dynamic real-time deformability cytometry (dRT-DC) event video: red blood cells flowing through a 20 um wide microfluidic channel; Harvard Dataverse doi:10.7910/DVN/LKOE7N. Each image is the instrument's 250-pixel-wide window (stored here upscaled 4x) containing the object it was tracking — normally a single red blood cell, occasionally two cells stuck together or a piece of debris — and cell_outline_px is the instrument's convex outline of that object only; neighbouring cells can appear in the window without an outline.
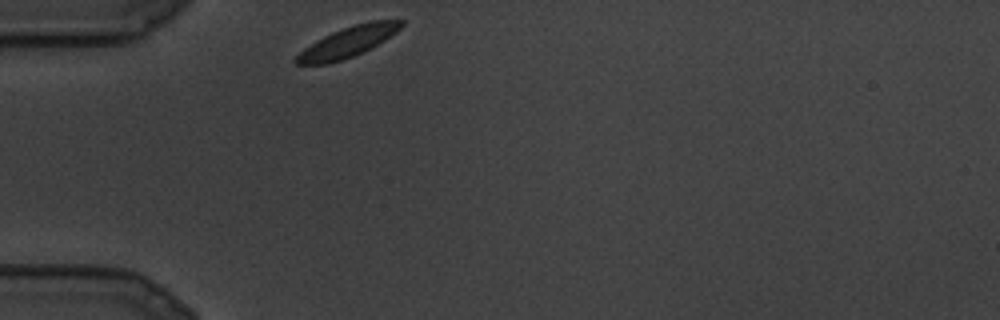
{"species": "common noctule bat (a hibernating species)", "species_latin": "Nyctalus noctula", "temperature_condition": "cold", "stored_images_in_passage": 18, "segment_of_instrument_passage": [1, 2], "camera_frame_rate_fps": 3000, "um_per_image_px": 0.085, "animal": {"sex": "male", "body_mass_g": 19.5, "forearm_length_mm": 54.6}, "frame": {"image": 1, "passage_image": 1, "time_ms": 0.0, "image_size_px": [1000, 320], "cell_outline_px": [[404, 24], [396, 32], [384, 40], [352, 56], [328, 64], [296, 64], [292, 60], [304, 48], [316, 40], [332, 32], [356, 24], [372, 20], [404, 20]], "centroid_in_image_um": [29.53, 3.56], "position_along_channel_um": 55.5, "area_um2": 18.15}}
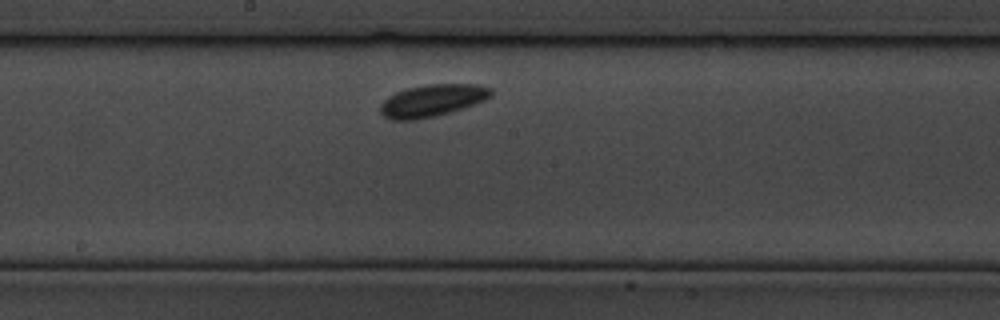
{"frame": {"image": 2, "passage_image": 9, "time_ms": 2.667, "image_size_px": [1000, 320], "cell_outline_px": [[492, 96], [484, 100], [436, 116], [416, 120], [392, 120], [384, 116], [380, 112], [380, 104], [388, 96], [396, 92], [408, 88], [428, 84], [476, 84], [492, 88]], "centroid_in_image_um": [36.71, 8.54], "position_along_channel_um": 211.5, "area_um2": 20.58}}
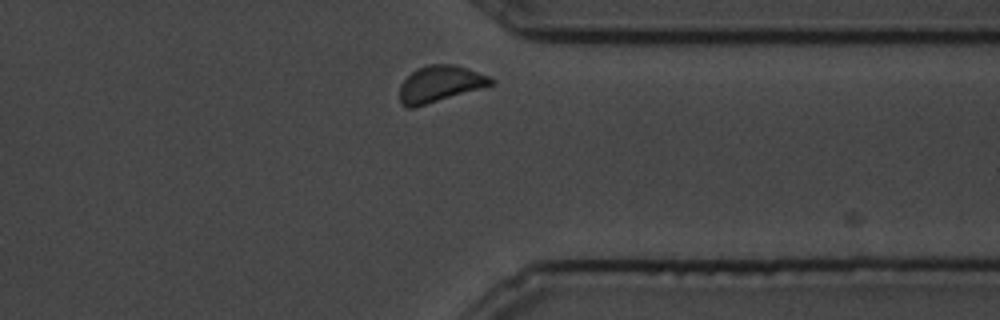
{"frame": {"image": 3, "passage_image": 16, "time_ms": 5.0, "image_size_px": [1000, 320], "cell_outline_px": [[496, 84], [416, 108], [408, 108], [400, 104], [400, 84], [416, 68], [428, 64], [456, 64], [488, 76], [496, 80]], "centroid_in_image_um": [37.41, 7.15], "position_along_channel_um": 374.0, "area_um2": 19.71}}